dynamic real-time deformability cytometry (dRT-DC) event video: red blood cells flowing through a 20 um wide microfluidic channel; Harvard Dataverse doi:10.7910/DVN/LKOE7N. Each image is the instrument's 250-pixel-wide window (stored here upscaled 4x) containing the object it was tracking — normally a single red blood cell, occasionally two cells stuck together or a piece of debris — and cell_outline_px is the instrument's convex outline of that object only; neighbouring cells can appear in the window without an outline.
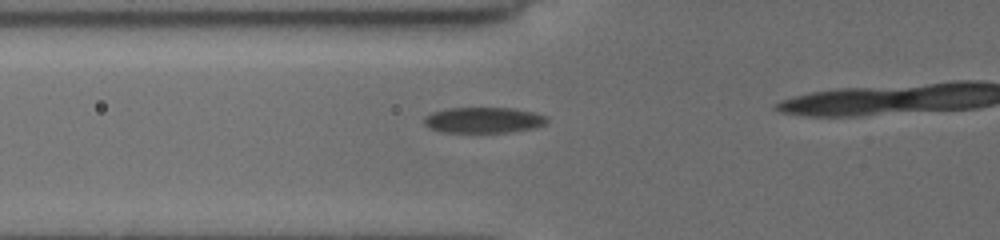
{"species": "common noctule bat (a hibernating species)", "species_latin": "Nyctalus noctula", "temperature_condition": "cold", "stored_images_in_passage": 41, "camera_frame_rate_fps": 3000, "um_per_image_px": 0.085, "animal": {"sex": "female", "body_mass_g": 19.5, "forearm_length_mm": 54.1}, "frame": {"image": 1, "passage_image": 15, "time_ms": 4.667, "image_size_px": [1000, 240], "cell_outline_px": [[548, 120], [544, 124], [536, 128], [508, 132], [440, 132], [424, 124], [424, 116], [432, 112], [448, 108], [512, 108], [532, 112], [548, 116]], "centroid_in_image_um": [41.11, 10.2], "position_along_channel_um": 84.7, "area_um2": 18.44}}
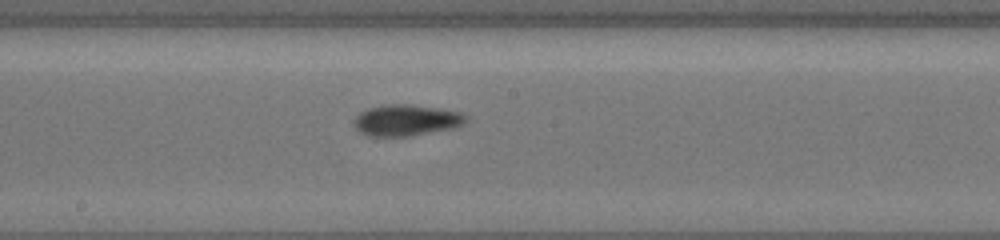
{"frame": {"image": 2, "passage_image": 25, "time_ms": 8.0, "image_size_px": [1000, 240], "cell_outline_px": [[468, 116], [460, 124], [452, 128], [412, 136], [368, 136], [360, 132], [356, 128], [356, 116], [360, 112], [368, 108], [384, 104], [412, 104], [460, 112]], "centroid_in_image_um": [34.5, 10.21], "position_along_channel_um": 213.7, "area_um2": 20.11}}
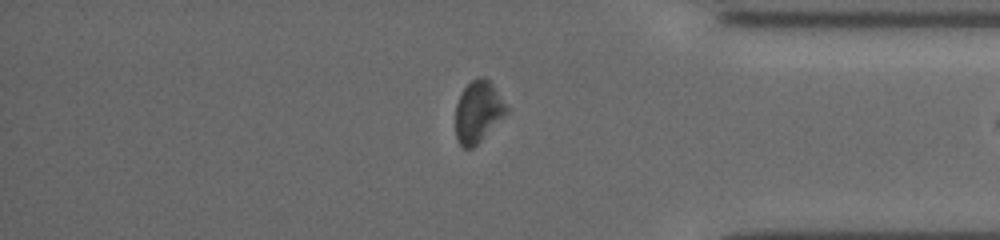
{"frame": {"image": 3, "passage_image": 40, "time_ms": 13.0, "image_size_px": [1000, 240], "cell_outline_px": [[508, 112], [472, 148], [464, 148], [456, 140], [456, 104], [460, 92], [472, 80], [480, 76], [484, 76], [492, 84], [508, 108]], "centroid_in_image_um": [40.61, 9.48], "position_along_channel_um": 394.6, "area_um2": 17.98}}